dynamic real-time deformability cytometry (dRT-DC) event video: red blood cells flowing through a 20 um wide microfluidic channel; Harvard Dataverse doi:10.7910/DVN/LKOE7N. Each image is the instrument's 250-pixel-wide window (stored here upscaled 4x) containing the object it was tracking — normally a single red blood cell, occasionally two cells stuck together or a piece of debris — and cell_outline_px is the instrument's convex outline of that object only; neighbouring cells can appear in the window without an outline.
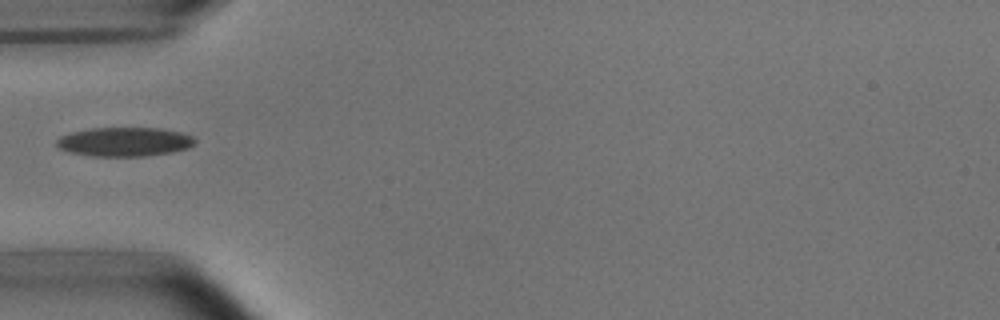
{"species": "common noctule bat (a hibernating species)", "species_latin": "Nyctalus noctula", "temperature_condition": "room temperature", "stored_images_in_passage": 4, "camera_frame_rate_fps": 3000, "um_per_image_px": 0.085, "animal": {"sex": "male", "body_mass_g": 15.6}, "frame": {"image": 1, "passage_image": 1, "time_ms": 0.0, "image_size_px": [1000, 320], "cell_outline_px": [[196, 144], [188, 148], [172, 152], [144, 156], [92, 156], [68, 152], [60, 148], [56, 144], [56, 140], [60, 136], [72, 132], [92, 128], [160, 128], [180, 132], [192, 136], [196, 140]], "centroid_in_image_um": [10.59, 12.05], "position_along_channel_um": 74.4, "area_um2": 23.47}}